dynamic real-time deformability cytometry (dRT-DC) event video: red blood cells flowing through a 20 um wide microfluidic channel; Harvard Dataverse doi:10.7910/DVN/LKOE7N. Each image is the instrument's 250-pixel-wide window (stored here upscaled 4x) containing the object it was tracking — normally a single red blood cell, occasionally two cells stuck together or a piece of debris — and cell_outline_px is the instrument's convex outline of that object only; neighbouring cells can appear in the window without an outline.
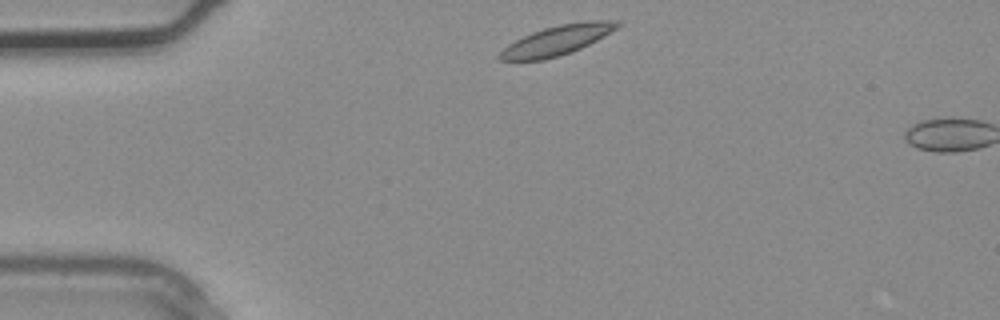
{"species": "common noctule bat (a hibernating species)", "species_latin": "Nyctalus noctula", "temperature_condition": "warm", "stored_images_in_passage": 2, "camera_frame_rate_fps": 3000, "um_per_image_px": 0.085, "animal": {"sex": "male", "body_mass_g": 20.4}, "frame": {"image": 1, "passage_image": 1, "time_ms": 0.0, "image_size_px": [1000, 320], "cell_outline_px": [[620, 24], [616, 28], [596, 40], [580, 48], [560, 56], [544, 60], [500, 60], [496, 56], [508, 44], [532, 32], [544, 28], [560, 24], [588, 20], [620, 20]], "centroid_in_image_um": [47.33, 3.42], "position_along_channel_um": 37.7, "area_um2": 20.11}}